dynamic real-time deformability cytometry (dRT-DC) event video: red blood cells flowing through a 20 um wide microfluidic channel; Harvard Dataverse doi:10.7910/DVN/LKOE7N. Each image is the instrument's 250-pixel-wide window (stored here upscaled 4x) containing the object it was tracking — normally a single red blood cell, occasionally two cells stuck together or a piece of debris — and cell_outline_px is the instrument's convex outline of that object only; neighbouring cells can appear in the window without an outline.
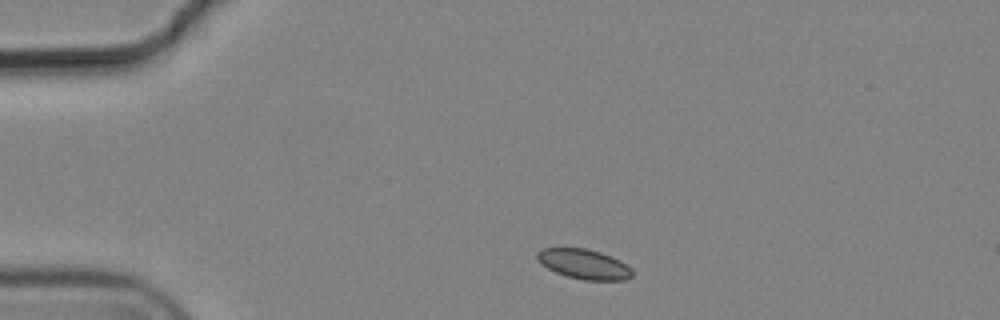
{"species": "common noctule bat (a hibernating species)", "species_latin": "Nyctalus noctula", "temperature_condition": "cold", "stored_images_in_passage": 7, "camera_frame_rate_fps": 3000, "um_per_image_px": 0.085, "animal": {"sex": "male", "body_mass_g": 19.2, "forearm_length_mm": 51.8}, "frame": {"image": 1, "passage_image": 1, "time_ms": 0.0, "image_size_px": [1000, 320], "cell_outline_px": [[632, 276], [624, 280], [584, 280], [568, 276], [556, 272], [548, 268], [536, 256], [536, 252], [544, 248], [584, 248], [600, 252], [620, 260], [632, 268]], "centroid_in_image_um": [49.67, 22.44], "position_along_channel_um": 35.3, "area_um2": 16.3}}
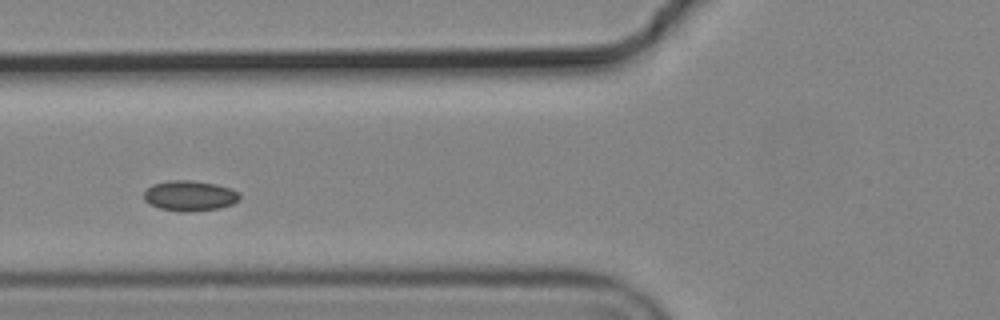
{"frame": {"image": 2, "passage_image": 4, "time_ms": 1.0, "image_size_px": [1000, 320], "cell_outline_px": [[240, 200], [232, 204], [220, 208], [188, 212], [180, 212], [160, 208], [148, 204], [144, 200], [144, 192], [152, 184], [168, 180], [188, 180], [216, 184], [232, 188], [240, 192]], "centroid_in_image_um": [16.14, 16.64], "position_along_channel_um": 109.7, "area_um2": 17.17}}
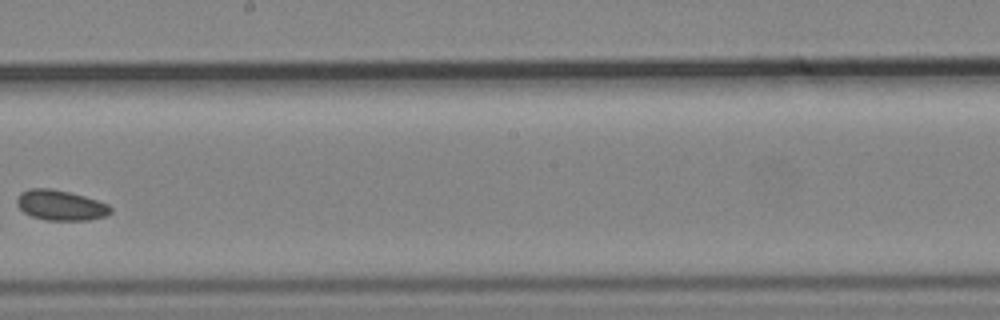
{"frame": {"image": 3, "passage_image": 7, "time_ms": 2.0, "image_size_px": [1000, 320], "cell_outline_px": [[112, 212], [104, 216], [88, 220], [44, 220], [32, 216], [24, 212], [16, 204], [16, 200], [20, 192], [28, 188], [52, 188], [84, 196], [108, 204], [112, 208]], "centroid_in_image_um": [5.12, 17.44], "position_along_channel_um": 243.1, "area_um2": 16.53}}